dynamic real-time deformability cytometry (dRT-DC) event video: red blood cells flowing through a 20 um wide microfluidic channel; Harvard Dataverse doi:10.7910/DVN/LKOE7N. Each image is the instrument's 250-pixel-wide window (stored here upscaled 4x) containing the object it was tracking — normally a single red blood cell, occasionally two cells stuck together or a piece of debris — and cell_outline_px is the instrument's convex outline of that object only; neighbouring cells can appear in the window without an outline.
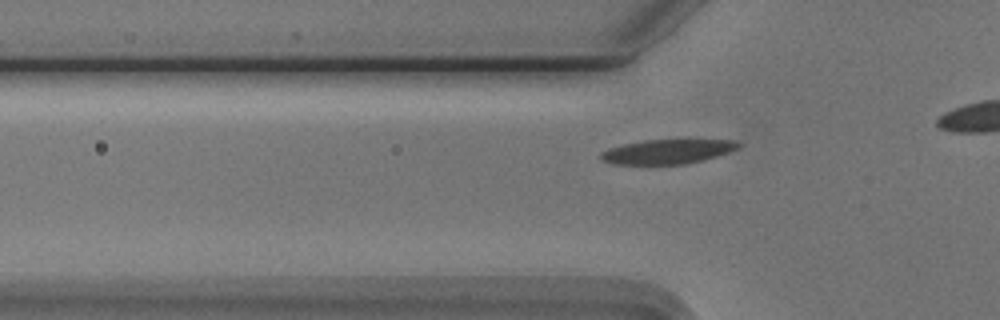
{"species": "Egyptian fruit bat (a non-hibernating species)", "species_latin": "Rousettus aegyptiacus", "temperature_condition": "cold", "stored_images_in_passage": 20, "camera_frame_rate_fps": 3000, "um_per_image_px": 0.085, "animal": {"sex": "male"}, "frame": {"image": 1, "passage_image": 14, "time_ms": 4.333, "image_size_px": [1000, 320], "cell_outline_px": [[740, 144], [736, 148], [728, 152], [716, 156], [684, 164], [612, 164], [600, 160], [600, 152], [608, 148], [624, 144], [644, 140], [736, 140]], "centroid_in_image_um": [56.65, 12.88], "position_along_channel_um": 69.2, "area_um2": 19.36}}
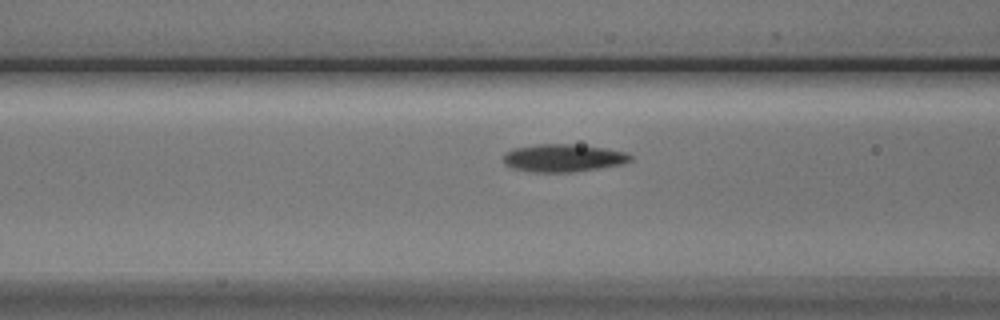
{"frame": {"image": 2, "passage_image": 18, "time_ms": 5.667, "image_size_px": [1000, 320], "cell_outline_px": [[632, 160], [620, 164], [572, 172], [536, 172], [512, 168], [504, 164], [504, 152], [512, 148], [536, 144], [572, 144], [604, 148], [624, 152], [632, 156]], "centroid_in_image_um": [47.81, 13.42], "position_along_channel_um": 118.8, "area_um2": 20.35}}